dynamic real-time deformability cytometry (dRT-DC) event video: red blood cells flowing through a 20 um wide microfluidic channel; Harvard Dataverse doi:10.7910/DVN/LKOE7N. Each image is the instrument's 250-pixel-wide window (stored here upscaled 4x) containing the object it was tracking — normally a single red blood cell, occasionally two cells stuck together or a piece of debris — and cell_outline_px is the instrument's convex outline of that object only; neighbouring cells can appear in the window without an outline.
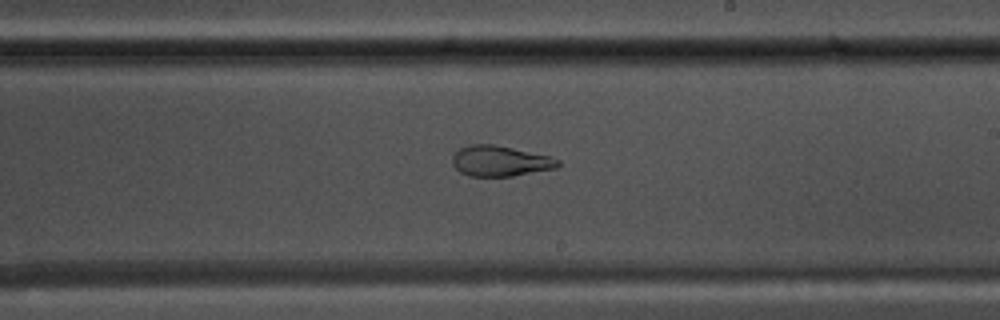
{"species": "common noctule bat (a hibernating species)", "species_latin": "Nyctalus noctula", "temperature_condition": "warm", "stored_images_in_passage": 44, "camera_frame_rate_fps": 3000, "um_per_image_px": 0.085, "animal": {"sex": "male", "body_mass_g": 17.5, "forearm_length_mm": 52.3}, "frame": {"image": 1, "passage_image": 22, "time_ms": 7.0, "image_size_px": [1000, 320], "cell_outline_px": [[560, 164], [556, 168], [512, 176], [468, 176], [460, 172], [452, 164], [452, 156], [460, 148], [472, 144], [492, 144], [552, 156], [560, 160]], "centroid_in_image_um": [42.52, 13.69], "position_along_channel_um": 246.5, "area_um2": 18.79}}
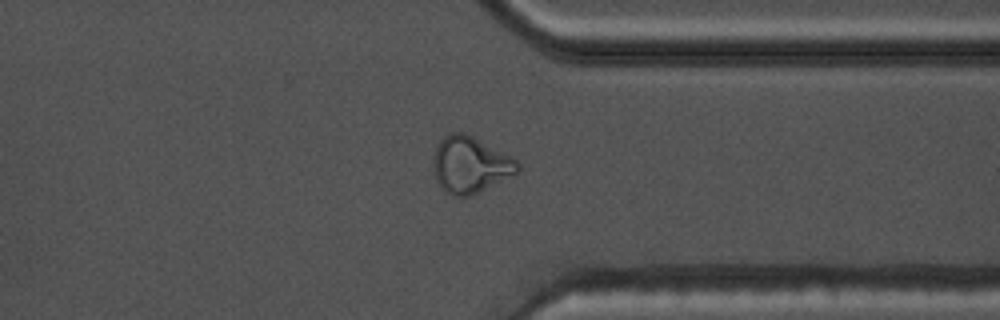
{"frame": {"image": 2, "passage_image": 32, "time_ms": 10.333, "image_size_px": [1000, 320], "cell_outline_px": [[520, 168], [516, 172], [468, 196], [456, 196], [444, 192], [436, 180], [432, 168], [432, 156], [436, 144], [448, 132], [464, 132], [472, 136], [516, 160], [520, 164]], "centroid_in_image_um": [39.86, 13.97], "position_along_channel_um": 371.5, "area_um2": 27.28}}
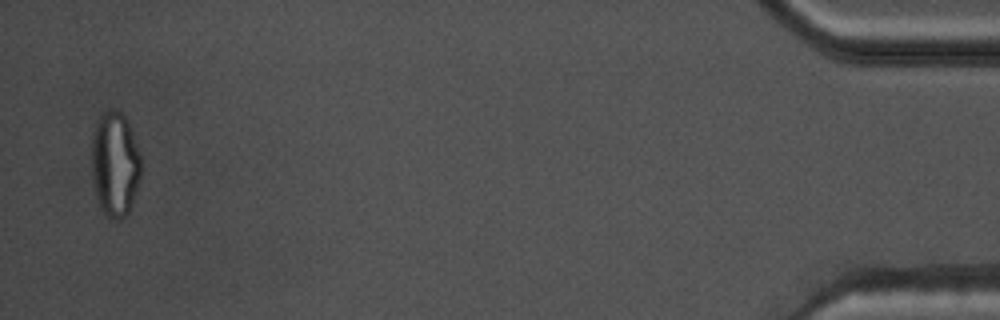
{"frame": {"image": 3, "passage_image": 43, "time_ms": 14.0, "image_size_px": [1000, 320], "cell_outline_px": [[140, 176], [128, 212], [120, 220], [112, 220], [104, 216], [100, 208], [96, 196], [92, 176], [92, 132], [96, 120], [104, 112], [112, 108], [116, 108], [128, 120], [140, 156]], "centroid_in_image_um": [9.74, 13.94], "position_along_channel_um": 425.5, "area_um2": 30.29}, "authors_computed_cell_mechanics": {"area_um2": 22.3397, "velocity_mm_per_s": 3.7938, "shape_relaxation_time_tau1_ms": null, "shape_relaxation_time_tau2_ms": 1.6396, "deformation_change_tau1": null, "deformation_change_tau2": 0.0827}}